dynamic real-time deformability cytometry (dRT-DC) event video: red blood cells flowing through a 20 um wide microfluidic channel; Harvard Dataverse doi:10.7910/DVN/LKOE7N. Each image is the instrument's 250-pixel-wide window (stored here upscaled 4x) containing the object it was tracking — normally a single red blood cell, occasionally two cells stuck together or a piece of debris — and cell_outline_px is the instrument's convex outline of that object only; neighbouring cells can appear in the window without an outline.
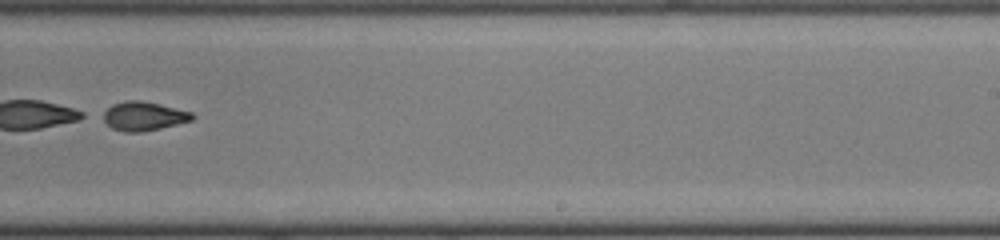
{"species": "common noctule bat (a hibernating species)", "species_latin": "Nyctalus noctula", "temperature_condition": "cold", "stored_images_in_passage": 44, "segment_of_instrument_passage": [2, 2], "camera_frame_rate_fps": 3000, "um_per_image_px": 0.085, "animal": {"sex": "female", "body_mass_g": 22.0, "forearm_length_mm": 56.7}, "frame": {"image": 1, "passage_image": 28, "time_ms": 9.0, "image_size_px": [1000, 240], "cell_outline_px": [[196, 116], [192, 120], [160, 128], [140, 132], [124, 132], [112, 128], [96, 116], [100, 112], [112, 104], [124, 100], [140, 100], [160, 104], [192, 112]], "centroid_in_image_um": [12.11, 9.86], "position_along_channel_um": 276.9, "area_um2": 15.43}}